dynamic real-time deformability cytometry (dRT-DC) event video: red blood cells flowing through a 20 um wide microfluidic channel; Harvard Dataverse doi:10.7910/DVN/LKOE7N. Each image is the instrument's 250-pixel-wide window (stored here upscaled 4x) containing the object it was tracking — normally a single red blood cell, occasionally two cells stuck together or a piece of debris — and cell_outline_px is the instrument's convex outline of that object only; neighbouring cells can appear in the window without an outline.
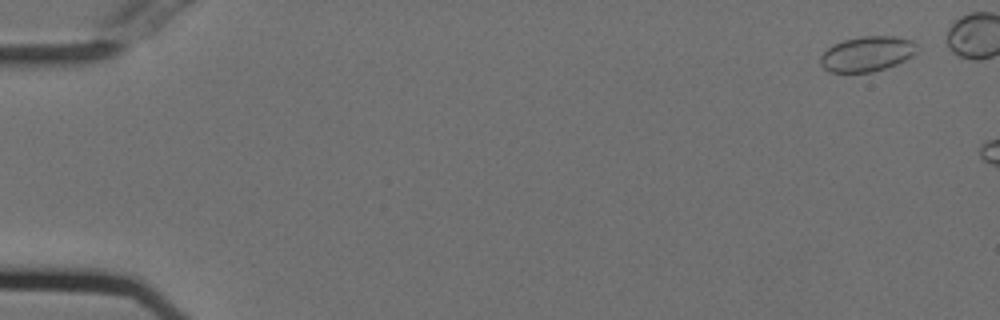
{"species": "Egyptian fruit bat (a non-hibernating species)", "species_latin": "Rousettus aegyptiacus", "temperature_condition": "cold", "stored_images_in_passage": 8, "camera_frame_rate_fps": 3000, "um_per_image_px": 0.085, "animal": {"sex": "female"}, "frame": {"image": 1, "passage_image": 3, "time_ms": 0.667, "image_size_px": [1000, 320], "cell_outline_px": [[916, 52], [912, 56], [896, 64], [872, 72], [828, 72], [820, 64], [820, 56], [828, 48], [844, 40], [864, 36], [896, 36], [912, 40]], "centroid_in_image_um": [73.68, 4.58], "position_along_channel_um": 11.3, "area_um2": 19.48}}